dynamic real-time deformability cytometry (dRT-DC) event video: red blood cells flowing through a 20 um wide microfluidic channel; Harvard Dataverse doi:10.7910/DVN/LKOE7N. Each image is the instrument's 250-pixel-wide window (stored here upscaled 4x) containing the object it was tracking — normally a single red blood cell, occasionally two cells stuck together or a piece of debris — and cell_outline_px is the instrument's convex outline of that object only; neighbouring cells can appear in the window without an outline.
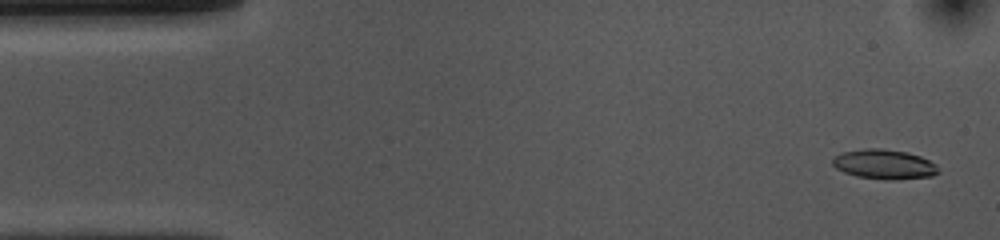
{"species": "common noctule bat (a hibernating species)", "species_latin": "Nyctalus noctula", "temperature_condition": "cold", "stored_images_in_passage": 52, "camera_frame_rate_fps": 3000, "um_per_image_px": 0.085, "animal": {"sex": "female", "body_mass_g": 10.0, "forearm_length_mm": 53.1}, "frame": {"image": 1, "passage_image": 2, "time_ms": 0.333, "image_size_px": [1000, 240], "cell_outline_px": [[940, 172], [932, 176], [892, 180], [888, 180], [856, 176], [844, 172], [836, 168], [832, 164], [832, 160], [836, 156], [844, 152], [864, 148], [880, 148], [908, 152], [920, 156], [936, 164]], "centroid_in_image_um": [75.18, 13.96], "position_along_channel_um": 9.8, "area_um2": 18.26}}
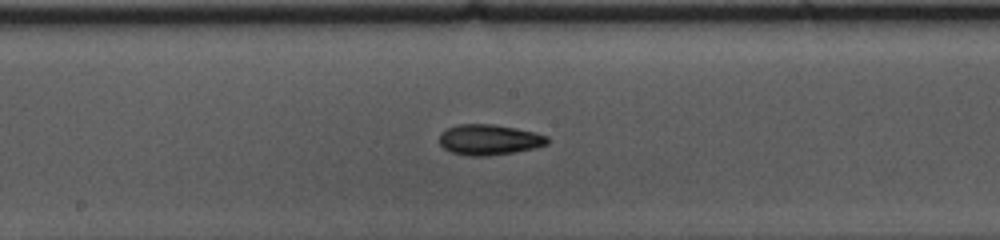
{"frame": {"image": 2, "passage_image": 26, "time_ms": 8.333, "image_size_px": [1000, 240], "cell_outline_px": [[548, 144], [536, 148], [512, 152], [484, 156], [472, 156], [452, 152], [444, 148], [440, 144], [440, 132], [456, 124], [492, 124], [516, 128], [536, 132], [548, 136]], "centroid_in_image_um": [41.59, 11.86], "position_along_channel_um": 206.6, "area_um2": 19.19}}
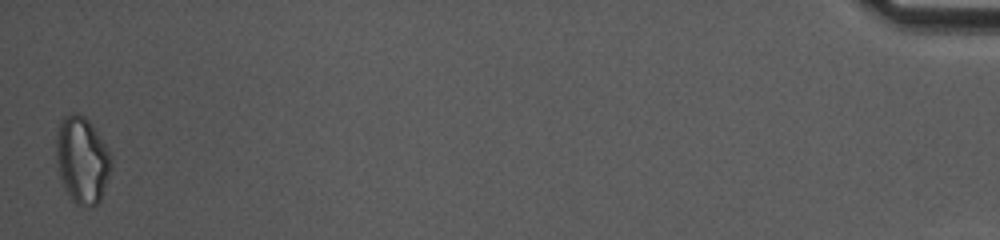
{"frame": {"image": 3, "passage_image": 52, "time_ms": 17.0, "image_size_px": [1000, 240], "cell_outline_px": [[112, 168], [100, 200], [96, 204], [76, 204], [72, 200], [60, 176], [56, 160], [56, 136], [60, 120], [64, 116], [72, 112], [76, 112], [84, 116], [88, 120], [104, 144], [112, 160]], "centroid_in_image_um": [6.96, 13.55], "position_along_channel_um": 428.2, "area_um2": 27.28}, "authors_computed_cell_mechanics": {"area_um2": 18.6116, "velocity_mm_per_s": 3.7138, "shape_relaxation_time_tau1_ms": null, "shape_relaxation_time_tau2_ms": 5.2555, "deformation_change_tau1": null, "deformation_change_tau2": 0.1249}}